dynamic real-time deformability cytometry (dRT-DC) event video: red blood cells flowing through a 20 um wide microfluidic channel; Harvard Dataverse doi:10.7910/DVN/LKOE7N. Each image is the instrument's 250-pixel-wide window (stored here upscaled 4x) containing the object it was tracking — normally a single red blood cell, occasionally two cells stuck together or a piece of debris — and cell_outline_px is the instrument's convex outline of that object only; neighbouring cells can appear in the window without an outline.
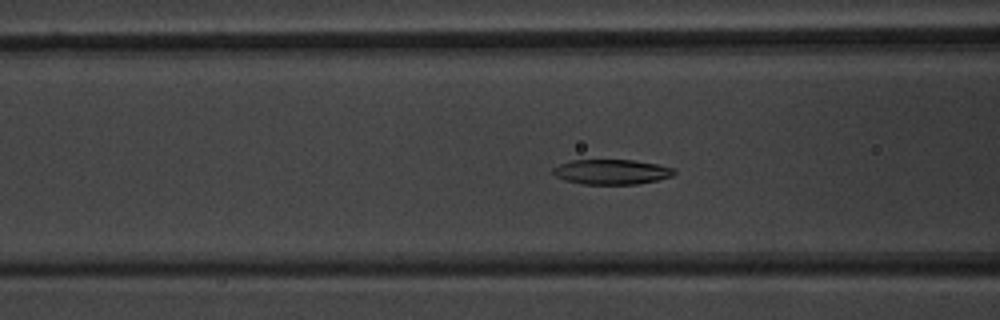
{"species": "common noctule bat (a hibernating species)", "species_latin": "Nyctalus noctula", "temperature_condition": "warm", "stored_images_in_passage": 52, "camera_frame_rate_fps": 3000, "um_per_image_px": 0.085, "animal": {"sex": "male", "body_mass_g": 20.1, "forearm_length_mm": 53.5}, "frame": {"image": 1, "passage_image": 21, "time_ms": 6.667, "image_size_px": [1000, 320], "cell_outline_px": [[676, 172], [672, 176], [656, 180], [636, 184], [584, 184], [564, 180], [556, 176], [552, 172], [552, 168], [560, 164], [572, 160], [632, 160], [656, 164], [676, 168]], "centroid_in_image_um": [51.98, 14.61], "position_along_channel_um": 114.6, "area_um2": 17.57}}
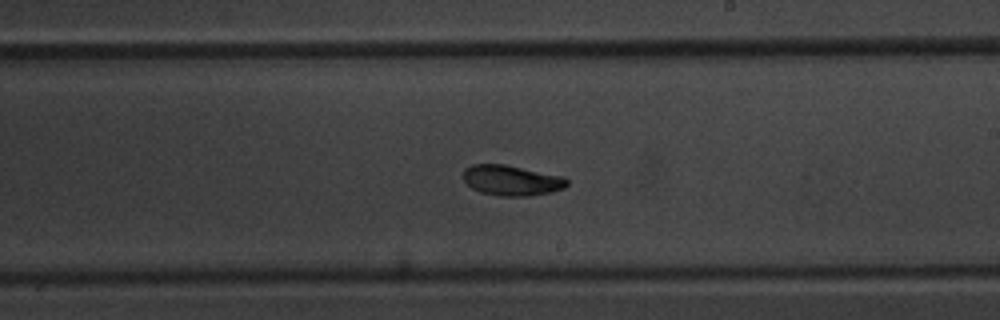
{"frame": {"image": 2, "passage_image": 31, "time_ms": 10.0, "image_size_px": [1000, 320], "cell_outline_px": [[568, 184], [564, 188], [552, 192], [528, 196], [500, 196], [480, 192], [472, 188], [464, 180], [464, 168], [472, 164], [504, 164], [564, 176], [568, 180]], "centroid_in_image_um": [43.5, 15.33], "position_along_channel_um": 245.5, "area_um2": 18.44}}
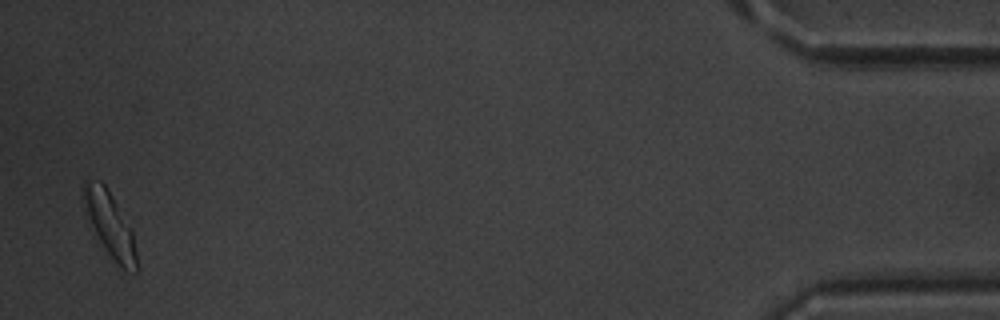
{"frame": {"image": 3, "passage_image": 51, "time_ms": 16.667, "image_size_px": [1000, 320], "cell_outline_px": [[140, 268], [136, 272], [120, 272], [116, 268], [100, 240], [80, 200], [80, 188], [84, 180], [100, 180], [104, 184], [132, 228]], "centroid_in_image_um": [9.36, 19.17], "position_along_channel_um": 425.8, "area_um2": 20.81}, "authors_computed_cell_mechanics": {"area_um2": 18.6694, "velocity_mm_per_s": 3.9297, "shape_relaxation_time_tau1_ms": 3.2501, "shape_relaxation_time_tau2_ms": 4.3206, "deformation_change_tau1": 0.1316, "deformation_change_tau2": 0.0904}}